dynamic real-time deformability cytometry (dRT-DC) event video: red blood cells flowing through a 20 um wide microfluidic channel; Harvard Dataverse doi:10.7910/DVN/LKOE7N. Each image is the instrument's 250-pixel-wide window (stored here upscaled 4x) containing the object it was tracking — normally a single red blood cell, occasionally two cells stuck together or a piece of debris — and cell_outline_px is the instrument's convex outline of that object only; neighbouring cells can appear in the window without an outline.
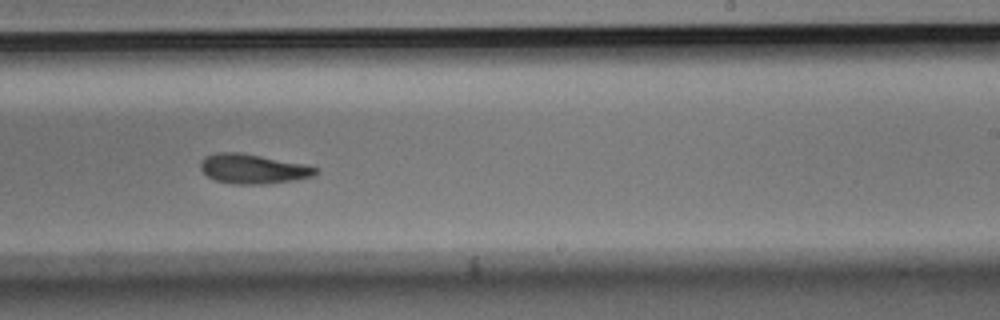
{"species": "Egyptian fruit bat (a non-hibernating species)", "species_latin": "Rousettus aegyptiacus", "temperature_condition": "room temperature", "stored_images_in_passage": 9, "camera_frame_rate_fps": 3000, "um_per_image_px": 0.085, "animal": {"sex": "male"}, "frame": {"image": 1, "passage_image": 9, "time_ms": 2.667, "image_size_px": [1000, 320], "cell_outline_px": [[320, 172], [312, 176], [296, 180], [268, 184], [236, 184], [216, 180], [208, 176], [200, 168], [200, 160], [204, 156], [216, 152], [240, 152], [304, 164], [320, 168]], "centroid_in_image_um": [21.52, 14.35], "position_along_channel_um": 267.5, "area_um2": 20.0}}